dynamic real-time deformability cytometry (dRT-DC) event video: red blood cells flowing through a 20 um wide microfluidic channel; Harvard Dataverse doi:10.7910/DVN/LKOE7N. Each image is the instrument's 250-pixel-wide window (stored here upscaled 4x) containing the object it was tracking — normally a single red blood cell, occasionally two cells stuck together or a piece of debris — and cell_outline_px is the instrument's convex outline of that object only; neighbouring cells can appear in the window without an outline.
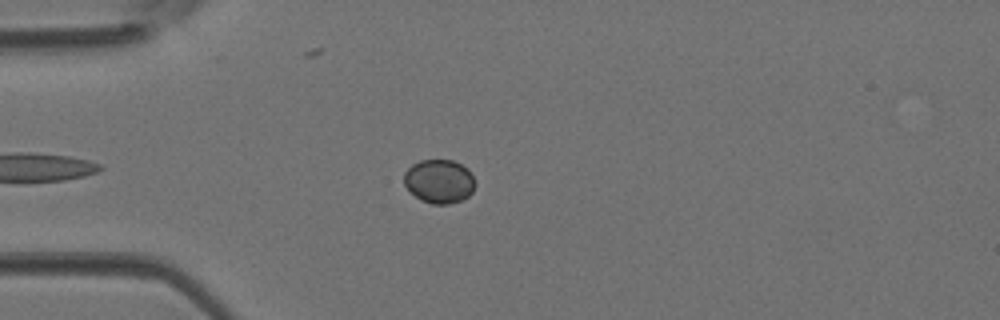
{"species": "Egyptian fruit bat (a non-hibernating species)", "species_latin": "Rousettus aegyptiacus", "temperature_condition": "room temperature", "stored_images_in_passage": 31, "camera_frame_rate_fps": 3000, "um_per_image_px": 0.085, "animal": {"sex": "female"}, "frame": {"image": 1, "passage_image": 8, "time_ms": 2.333, "image_size_px": [1000, 320], "cell_outline_px": [[476, 184], [472, 192], [468, 196], [460, 200], [448, 204], [432, 204], [420, 200], [404, 184], [404, 172], [412, 164], [420, 160], [452, 160], [468, 168]], "centroid_in_image_um": [37.33, 15.4], "position_along_channel_um": 47.7, "area_um2": 18.09}}
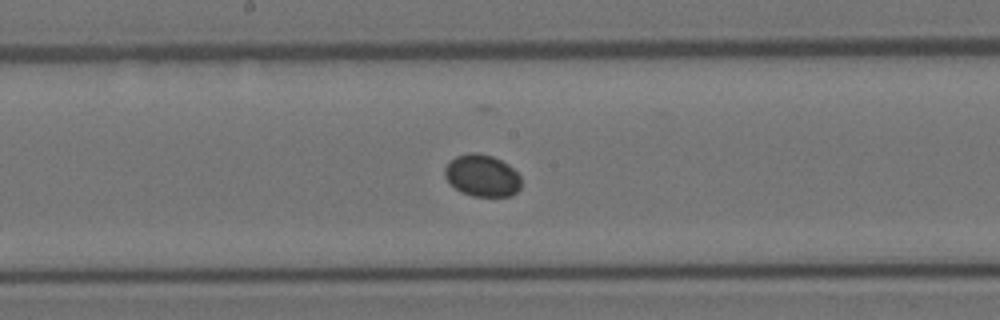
{"frame": {"image": 2, "passage_image": 19, "time_ms": 6.0, "image_size_px": [1000, 320], "cell_outline_px": [[520, 188], [512, 196], [472, 196], [460, 192], [444, 176], [444, 168], [456, 156], [472, 152], [476, 152], [492, 156], [508, 164], [520, 176]], "centroid_in_image_um": [40.98, 14.93], "position_along_channel_um": 207.2, "area_um2": 18.55}}
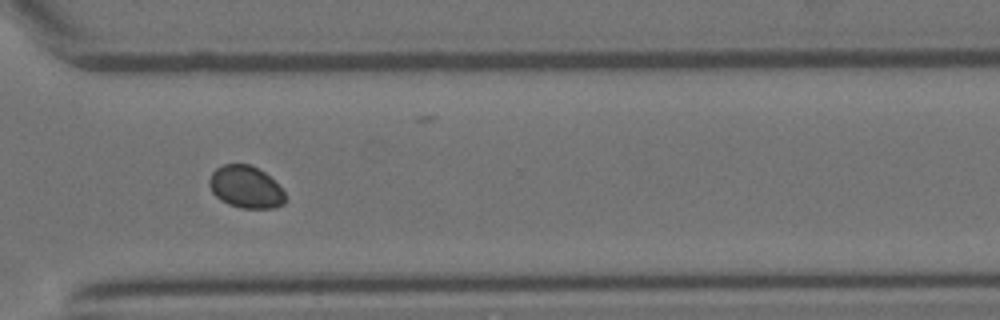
{"frame": {"image": 3, "passage_image": 28, "time_ms": 9.0, "image_size_px": [1000, 320], "cell_outline_px": [[284, 204], [272, 208], [240, 208], [228, 204], [220, 200], [212, 192], [208, 184], [208, 180], [212, 172], [216, 168], [224, 164], [248, 164], [264, 172], [284, 192]], "centroid_in_image_um": [20.84, 15.9], "position_along_channel_um": 349.8, "area_um2": 18.5}}